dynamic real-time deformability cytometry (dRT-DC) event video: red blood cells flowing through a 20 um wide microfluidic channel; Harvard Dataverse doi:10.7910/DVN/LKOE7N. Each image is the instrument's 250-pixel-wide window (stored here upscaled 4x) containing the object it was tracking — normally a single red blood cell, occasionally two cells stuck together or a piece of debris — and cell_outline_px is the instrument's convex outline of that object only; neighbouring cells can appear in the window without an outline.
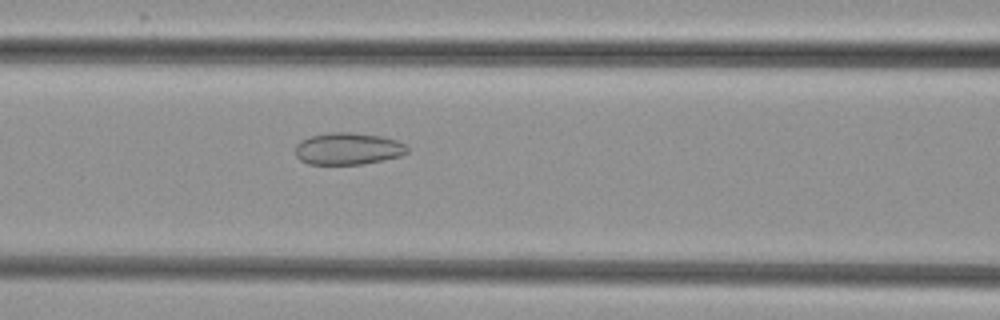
{"species": "common noctule bat (a hibernating species)", "species_latin": "Nyctalus noctula", "temperature_condition": "cold", "stored_images_in_passage": 36, "camera_frame_rate_fps": 3000, "um_per_image_px": 0.085, "animal": {"sex": "female", "body_mass_g": 29.2, "forearm_length_mm": 56.3}, "frame": {"image": 1, "passage_image": 6, "time_ms": 1.667, "image_size_px": [1000, 320], "cell_outline_px": [[408, 152], [400, 156], [364, 164], [308, 164], [300, 160], [296, 156], [296, 144], [300, 140], [312, 136], [332, 132], [352, 132], [380, 136], [396, 140], [408, 144]], "centroid_in_image_um": [29.6, 12.64], "position_along_channel_um": 137.0, "area_um2": 20.92}}
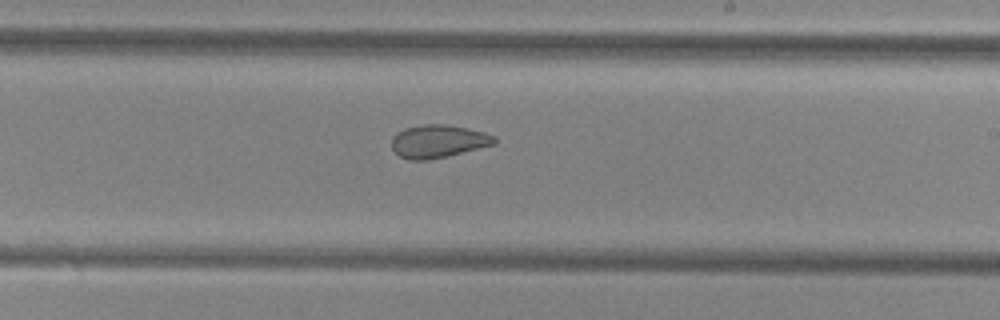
{"frame": {"image": 2, "passage_image": 15, "time_ms": 4.667, "image_size_px": [1000, 320], "cell_outline_px": [[496, 144], [448, 156], [428, 160], [408, 160], [400, 156], [392, 148], [392, 136], [396, 132], [404, 128], [420, 124], [444, 124], [484, 132], [496, 136]], "centroid_in_image_um": [37.23, 12.01], "position_along_channel_um": 251.8, "area_um2": 19.83}}
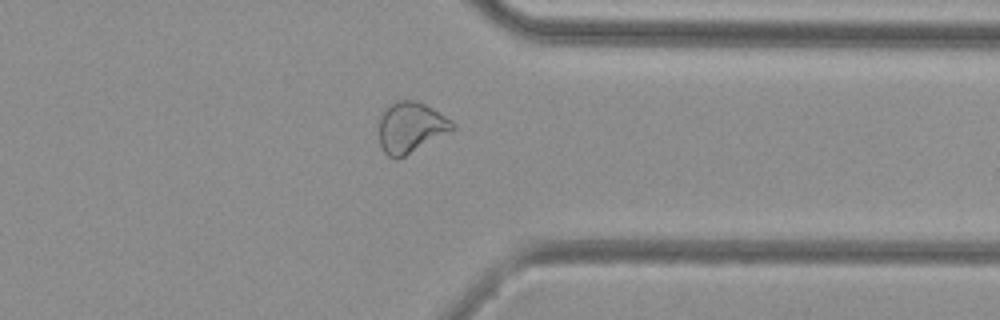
{"frame": {"image": 3, "passage_image": 25, "time_ms": 8.0, "image_size_px": [1000, 320], "cell_outline_px": [[456, 128], [404, 156], [396, 160], [388, 156], [384, 152], [380, 144], [380, 112], [384, 108], [400, 100], [416, 100], [432, 108], [452, 120], [456, 124]], "centroid_in_image_um": [34.91, 10.82], "position_along_channel_um": 376.5, "area_um2": 21.56}, "authors_computed_cell_mechanics": {"area_um2": 20.8658, "velocity_mm_per_s": 3.8316, "shape_relaxation_time_tau1_ms": null, "shape_relaxation_time_tau2_ms": 2.0033, "deformation_change_tau1": null, "deformation_change_tau2": 0.0702}}